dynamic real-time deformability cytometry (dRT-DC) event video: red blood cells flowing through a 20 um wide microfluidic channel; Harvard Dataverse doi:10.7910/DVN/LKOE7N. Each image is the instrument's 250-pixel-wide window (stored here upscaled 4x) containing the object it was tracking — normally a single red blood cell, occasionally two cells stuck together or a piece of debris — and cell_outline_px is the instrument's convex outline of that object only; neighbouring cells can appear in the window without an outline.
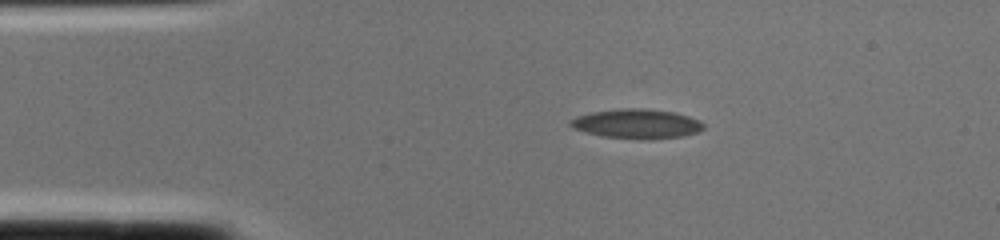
{"species": "common noctule bat (a hibernating species)", "species_latin": "Nyctalus noctula", "temperature_condition": "cold", "stored_images_in_passage": 1, "camera_frame_rate_fps": 3000, "um_per_image_px": 0.085, "animal": {"sex": "female", "body_mass_g": 22.0, "forearm_length_mm": 56.7}, "frame": {"image": 1, "passage_image": 1, "time_ms": 0.0, "image_size_px": [1000, 240], "cell_outline_px": [[704, 128], [696, 132], [680, 136], [604, 136], [584, 132], [572, 128], [568, 124], [568, 120], [576, 116], [592, 112], [624, 108], [644, 108], [672, 112], [688, 116], [700, 120], [704, 124]], "centroid_in_image_um": [54.05, 10.46], "position_along_channel_um": 30.9, "area_um2": 21.73}}